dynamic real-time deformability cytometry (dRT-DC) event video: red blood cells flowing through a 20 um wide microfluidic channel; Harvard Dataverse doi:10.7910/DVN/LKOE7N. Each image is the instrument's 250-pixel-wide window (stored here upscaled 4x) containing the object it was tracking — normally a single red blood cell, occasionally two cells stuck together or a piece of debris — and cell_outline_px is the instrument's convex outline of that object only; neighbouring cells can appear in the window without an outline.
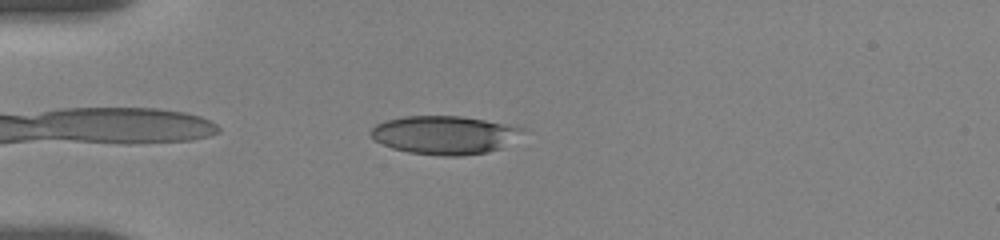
{"species": "human", "species_latin": "Homo sapiens", "temperature_condition": "room temperature", "stored_images_in_passage": 5, "camera_frame_rate_fps": 3000, "um_per_image_px": 0.085, "donor": {"sex": "female"}, "frame": {"image": 1, "passage_image": 1, "time_ms": 0.0, "image_size_px": [1000, 240], "cell_outline_px": [[528, 128], [524, 132], [500, 148], [488, 152], [460, 156], [444, 156], [408, 152], [392, 148], [376, 140], [368, 132], [376, 124], [384, 120], [404, 116], [460, 116], [484, 120]], "centroid_in_image_um": [37.77, 11.46], "position_along_channel_um": 47.2, "area_um2": 33.81}}
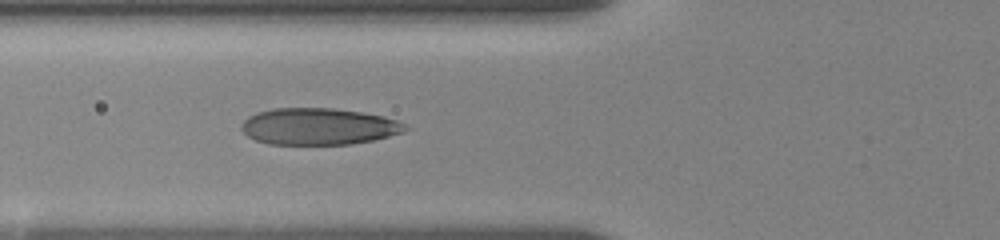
{"frame": {"image": 2, "passage_image": 3, "time_ms": 2.0, "image_size_px": [1000, 240], "cell_outline_px": [[408, 128], [404, 132], [372, 140], [348, 144], [268, 144], [256, 140], [248, 136], [240, 128], [240, 124], [248, 116], [256, 112], [272, 108], [332, 108], [360, 112], [380, 116], [396, 120], [404, 124]], "centroid_in_image_um": [27.02, 10.74], "position_along_channel_um": 98.8, "area_um2": 34.85}}
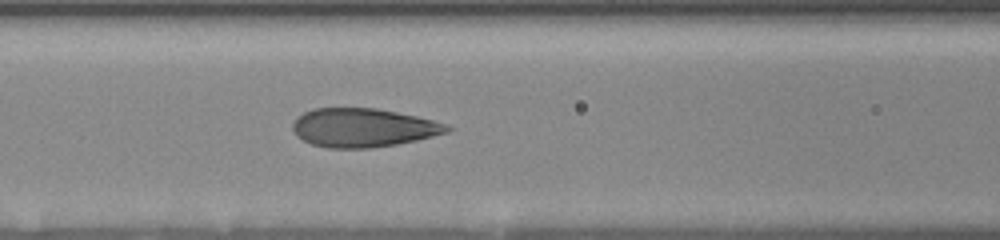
{"frame": {"image": 3, "passage_image": 5, "time_ms": 3.0, "image_size_px": [1000, 240], "cell_outline_px": [[452, 128], [448, 132], [416, 140], [396, 144], [372, 148], [328, 148], [312, 144], [296, 136], [292, 128], [292, 124], [296, 116], [312, 108], [376, 108], [416, 116], [432, 120], [444, 124]], "centroid_in_image_um": [30.81, 10.85], "position_along_channel_um": 135.8, "area_um2": 34.74}}